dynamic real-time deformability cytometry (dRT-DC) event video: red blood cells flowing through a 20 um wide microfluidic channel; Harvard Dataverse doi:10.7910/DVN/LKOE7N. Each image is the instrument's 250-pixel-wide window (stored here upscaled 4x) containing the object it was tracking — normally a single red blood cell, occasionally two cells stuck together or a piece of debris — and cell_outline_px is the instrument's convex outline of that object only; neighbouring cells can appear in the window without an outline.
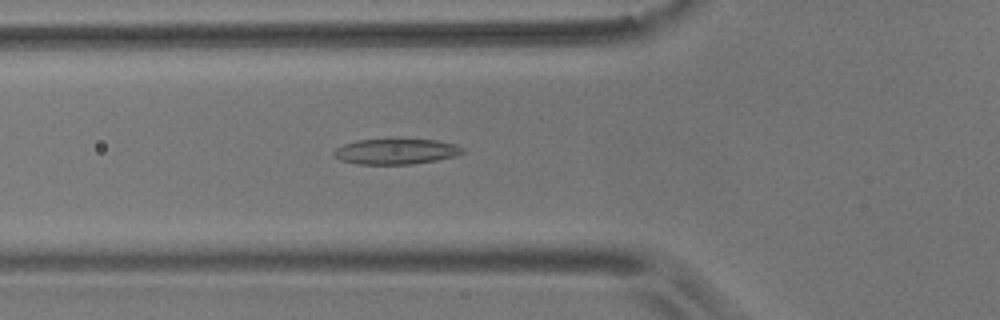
{"species": "common noctule bat (a hibernating species)", "species_latin": "Nyctalus noctula", "temperature_condition": "room temperature", "stored_images_in_passage": 40, "camera_frame_rate_fps": 3000, "um_per_image_px": 0.085, "animal": {"sex": "male", "body_mass_g": 17.9}, "frame": {"image": 1, "passage_image": 12, "time_ms": 3.667, "image_size_px": [1000, 320], "cell_outline_px": [[464, 152], [456, 156], [436, 160], [412, 164], [356, 164], [340, 160], [332, 156], [332, 152], [336, 148], [344, 144], [356, 140], [436, 140], [456, 144], [464, 148]], "centroid_in_image_um": [33.63, 12.88], "position_along_channel_um": 92.2, "area_um2": 19.07}}
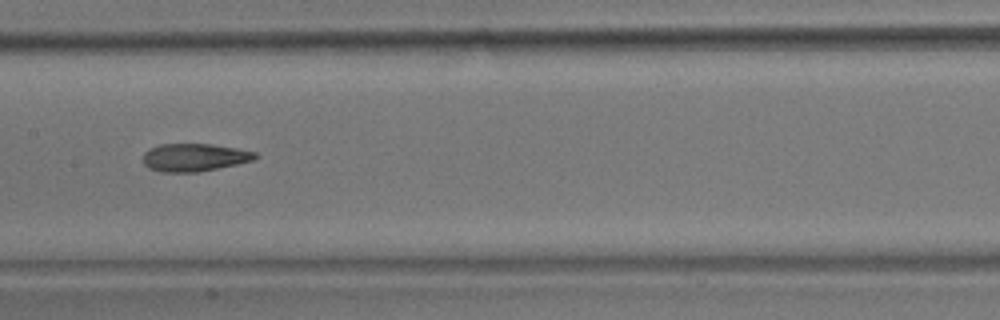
{"frame": {"image": 2, "passage_image": 20, "time_ms": 6.333, "image_size_px": [1000, 320], "cell_outline_px": [[260, 156], [252, 160], [236, 164], [196, 172], [160, 172], [148, 168], [144, 164], [144, 152], [148, 148], [160, 144], [212, 144], [236, 148], [256, 152]], "centroid_in_image_um": [16.49, 13.37], "position_along_channel_um": 190.9, "area_um2": 18.15}}
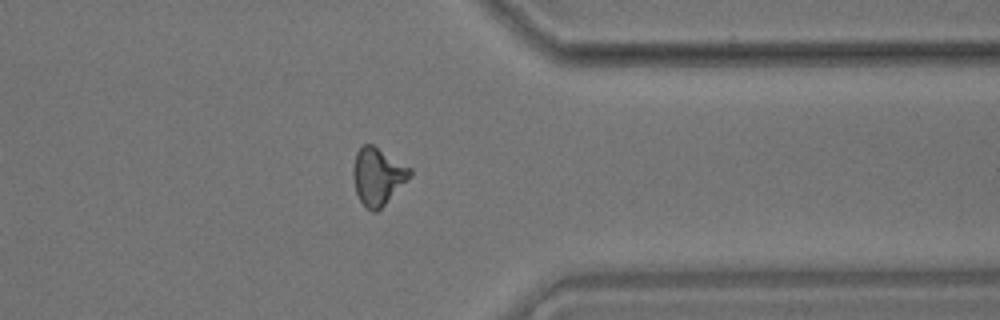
{"frame": {"image": 3, "passage_image": 36, "time_ms": 11.667, "image_size_px": [1000, 320], "cell_outline_px": [[412, 176], [376, 212], [372, 212], [364, 208], [356, 192], [352, 176], [352, 168], [356, 152], [364, 144], [372, 144], [412, 168]], "centroid_in_image_um": [32.1, 14.99], "position_along_channel_um": 379.3, "area_um2": 19.02}, "authors_computed_cell_mechanics": {"area_um2": 18.5827, "velocity_mm_per_s": 3.6738, "shape_relaxation_time_tau1_ms": null, "shape_relaxation_time_tau2_ms": 1.8507, "deformation_change_tau1": null, "deformation_change_tau2": 0.0935}}